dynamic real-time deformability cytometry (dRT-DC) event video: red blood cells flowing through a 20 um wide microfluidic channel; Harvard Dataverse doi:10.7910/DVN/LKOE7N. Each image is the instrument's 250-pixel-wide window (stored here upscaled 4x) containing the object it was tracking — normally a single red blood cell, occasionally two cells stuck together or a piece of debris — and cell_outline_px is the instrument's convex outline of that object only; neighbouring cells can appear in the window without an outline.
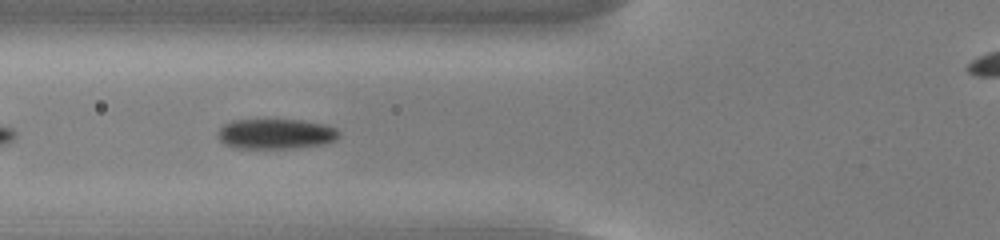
{"species": "common noctule bat (a hibernating species)", "species_latin": "Nyctalus noctula", "temperature_condition": "cold", "stored_images_in_passage": 9, "camera_frame_rate_fps": 3000, "um_per_image_px": 0.085, "animal": {"sex": "male", "body_mass_g": 13.0, "forearm_length_mm": 53.1}, "frame": {"image": 1, "passage_image": 6, "time_ms": 1.667, "image_size_px": [1000, 240], "cell_outline_px": [[340, 136], [332, 140], [320, 144], [292, 148], [236, 148], [224, 144], [220, 140], [220, 128], [224, 124], [232, 120], [304, 120], [336, 128], [340, 132]], "centroid_in_image_um": [23.42, 11.38], "position_along_channel_um": 102.4, "area_um2": 20.92}}